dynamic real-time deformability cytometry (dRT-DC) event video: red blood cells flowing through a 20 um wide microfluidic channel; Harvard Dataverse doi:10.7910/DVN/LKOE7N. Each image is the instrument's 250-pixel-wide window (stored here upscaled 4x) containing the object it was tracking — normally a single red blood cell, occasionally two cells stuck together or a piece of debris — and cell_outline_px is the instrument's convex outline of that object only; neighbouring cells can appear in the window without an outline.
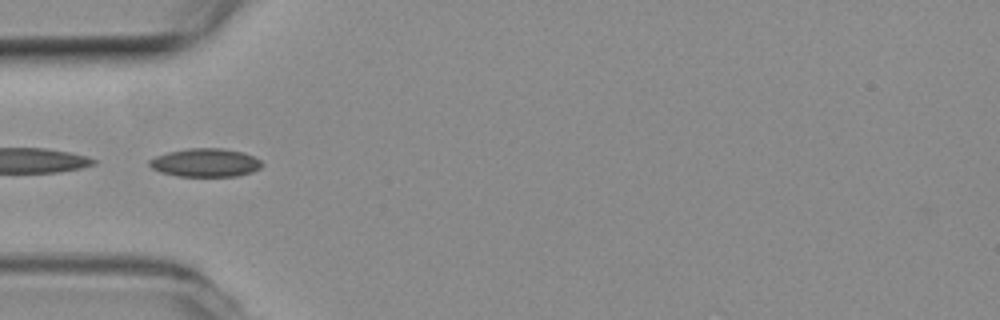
{"species": "common noctule bat (a hibernating species)", "species_latin": "Nyctalus noctula", "temperature_condition": "room temperature", "stored_images_in_passage": 7, "camera_frame_rate_fps": 3000, "um_per_image_px": 0.085, "animal": {"sex": "female", "body_mass_g": 19.3, "forearm_length_mm": 54.1}, "frame": {"image": 1, "passage_image": 2, "time_ms": 0.333, "image_size_px": [1000, 320], "cell_outline_px": [[264, 164], [260, 168], [252, 172], [236, 176], [176, 176], [160, 172], [152, 168], [148, 164], [148, 160], [156, 156], [168, 152], [188, 148], [220, 148], [244, 152], [260, 160]], "centroid_in_image_um": [17.45, 13.82], "position_along_channel_um": 67.6, "area_um2": 18.67}}